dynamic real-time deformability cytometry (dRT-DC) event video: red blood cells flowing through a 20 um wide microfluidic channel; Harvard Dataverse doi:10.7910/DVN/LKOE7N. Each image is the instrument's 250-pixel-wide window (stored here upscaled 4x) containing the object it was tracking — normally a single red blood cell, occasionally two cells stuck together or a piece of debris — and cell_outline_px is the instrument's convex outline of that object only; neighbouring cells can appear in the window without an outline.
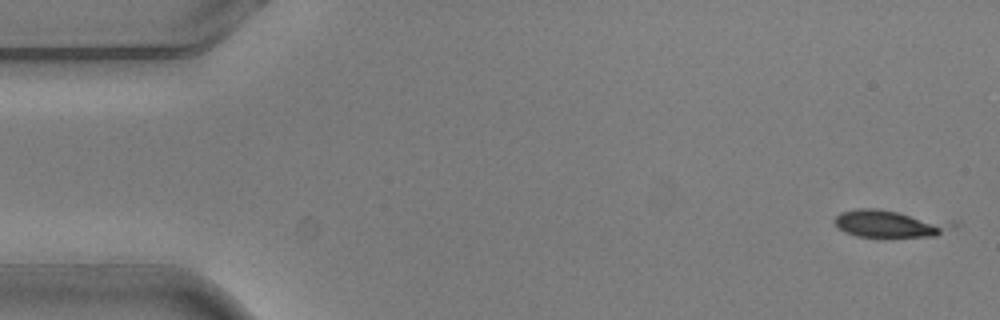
{"species": "common noctule bat (a hibernating species)", "species_latin": "Nyctalus noctula", "temperature_condition": "warm", "stored_images_in_passage": 4, "camera_frame_rate_fps": 3000, "um_per_image_px": 0.085, "animal": {"sex": "male", "body_mass_g": 20.5, "forearm_length_mm": 52.5}, "frame": {"image": 1, "passage_image": 1, "time_ms": 0.0, "image_size_px": [1000, 320], "cell_outline_px": [[960, 224], [956, 228], [936, 236], [856, 236], [844, 232], [836, 224], [836, 216], [840, 212], [856, 208], [876, 208], [960, 220]], "centroid_in_image_um": [75.84, 18.98], "position_along_channel_um": 9.2, "area_um2": 19.54}}